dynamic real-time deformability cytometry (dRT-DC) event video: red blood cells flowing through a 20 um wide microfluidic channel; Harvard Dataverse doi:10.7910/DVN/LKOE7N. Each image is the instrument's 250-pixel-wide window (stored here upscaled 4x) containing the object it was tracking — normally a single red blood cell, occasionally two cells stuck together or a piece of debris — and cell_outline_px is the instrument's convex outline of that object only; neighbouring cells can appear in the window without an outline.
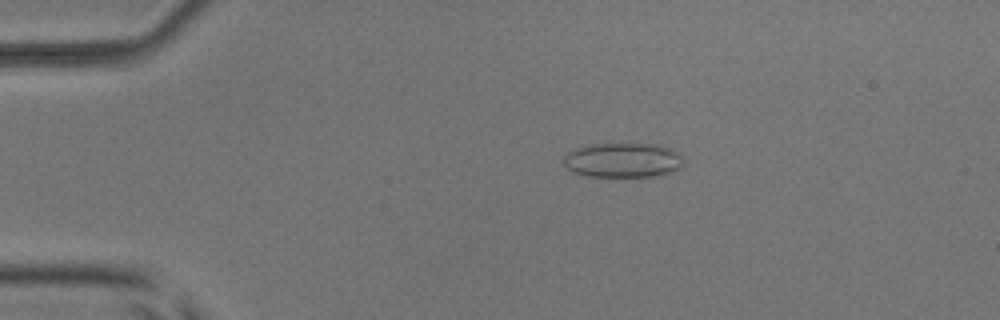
{"species": "common noctule bat (a hibernating species)", "species_latin": "Nyctalus noctula", "temperature_condition": "room temperature", "stored_images_in_passage": 7, "camera_frame_rate_fps": 3000, "um_per_image_px": 0.085, "animal": {"sex": "male", "body_mass_g": 17.9, "forearm_length_mm": 54.2}, "frame": {"image": 1, "passage_image": 4, "time_ms": 3.333, "image_size_px": [1000, 320], "cell_outline_px": [[684, 164], [680, 168], [672, 172], [652, 176], [588, 176], [572, 172], [564, 164], [564, 156], [572, 148], [592, 144], [660, 144], [676, 152], [680, 156]], "centroid_in_image_um": [52.92, 13.61], "position_along_channel_um": 32.1, "area_um2": 24.16}}